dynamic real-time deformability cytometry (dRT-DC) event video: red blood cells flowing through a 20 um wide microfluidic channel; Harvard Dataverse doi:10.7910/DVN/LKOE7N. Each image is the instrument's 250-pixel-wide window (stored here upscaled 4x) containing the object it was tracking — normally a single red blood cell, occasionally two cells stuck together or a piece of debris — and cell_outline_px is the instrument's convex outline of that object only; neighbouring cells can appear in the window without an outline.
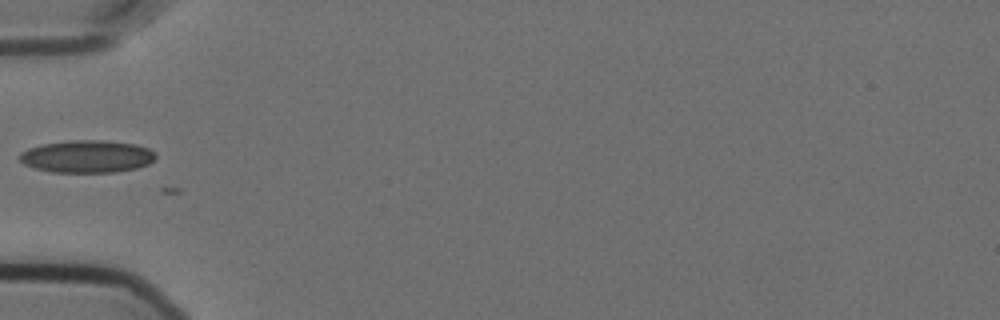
{"species": "Egyptian fruit bat (a non-hibernating species)", "species_latin": "Rousettus aegyptiacus", "temperature_condition": "cold", "stored_images_in_passage": 14, "camera_frame_rate_fps": 3000, "um_per_image_px": 0.085, "animal": {"sex": "female"}, "frame": {"image": 1, "passage_image": 1, "time_ms": 0.0, "image_size_px": [1000, 320], "cell_outline_px": [[156, 156], [148, 164], [136, 168], [116, 172], [48, 172], [32, 168], [24, 164], [16, 156], [20, 152], [28, 148], [44, 144], [72, 140], [104, 140], [136, 144], [148, 148], [156, 152]], "centroid_in_image_um": [7.36, 13.3], "position_along_channel_um": 77.6, "area_um2": 25.95}}
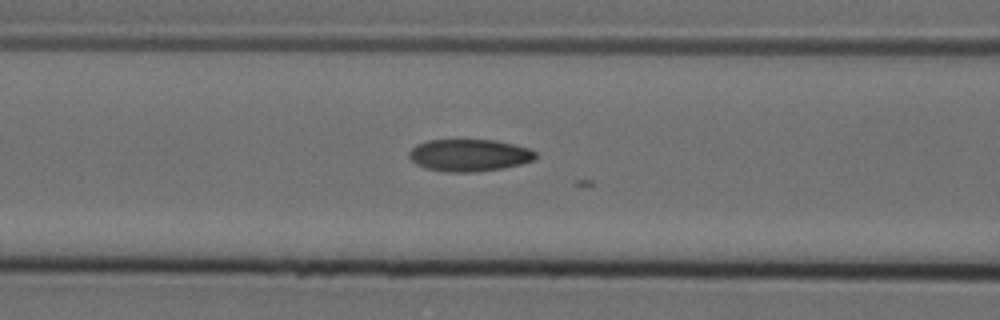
{"frame": {"image": 2, "passage_image": 5, "time_ms": 1.333, "image_size_px": [1000, 320], "cell_outline_px": [[536, 156], [532, 160], [520, 164], [504, 168], [472, 172], [444, 172], [424, 168], [416, 164], [408, 156], [408, 152], [416, 144], [428, 140], [496, 140], [528, 148], [536, 152]], "centroid_in_image_um": [39.84, 13.2], "position_along_channel_um": 126.8, "area_um2": 23.7}}
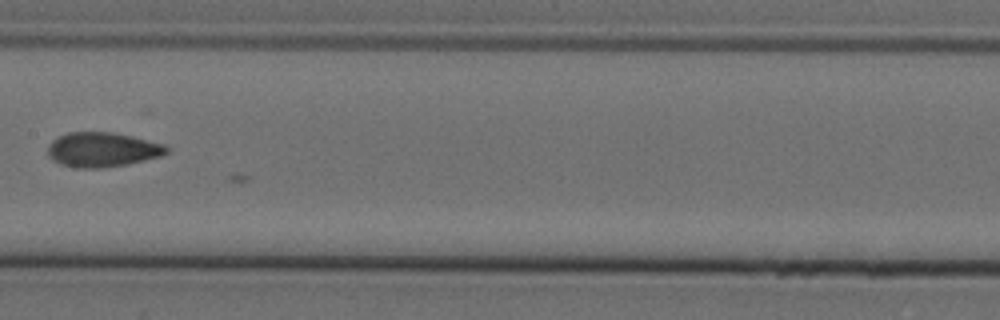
{"frame": {"image": 3, "passage_image": 11, "time_ms": 3.333, "image_size_px": [1000, 320], "cell_outline_px": [[168, 152], [160, 156], [128, 164], [100, 168], [76, 168], [60, 164], [52, 160], [48, 156], [48, 144], [52, 140], [68, 132], [112, 132], [132, 136], [164, 144], [168, 148]], "centroid_in_image_um": [8.67, 12.72], "position_along_channel_um": 198.7, "area_um2": 23.99}}